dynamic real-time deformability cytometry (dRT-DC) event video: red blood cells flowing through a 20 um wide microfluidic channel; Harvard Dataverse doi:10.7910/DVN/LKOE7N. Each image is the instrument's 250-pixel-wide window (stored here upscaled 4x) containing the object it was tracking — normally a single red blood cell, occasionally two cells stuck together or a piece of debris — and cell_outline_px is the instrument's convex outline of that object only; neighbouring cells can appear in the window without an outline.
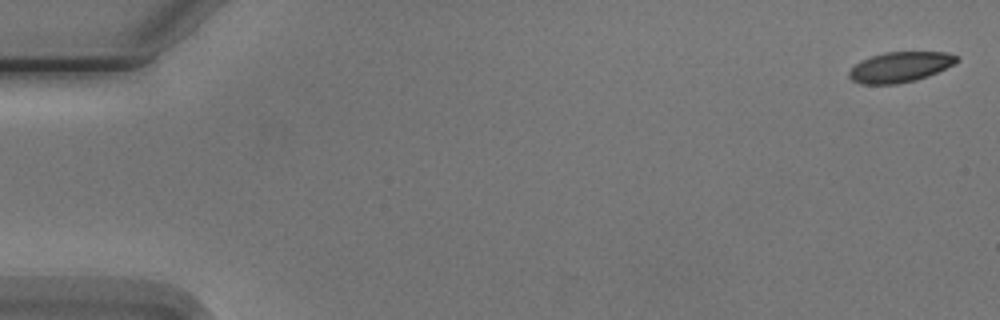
{"species": "Egyptian fruit bat (a non-hibernating species)", "species_latin": "Rousettus aegyptiacus", "temperature_condition": "cold", "stored_images_in_passage": 5, "camera_frame_rate_fps": 3000, "um_per_image_px": 0.085, "animal": {"sex": "male"}, "frame": {"image": 1, "passage_image": 1, "time_ms": 0.0, "image_size_px": [1000, 320], "cell_outline_px": [[960, 60], [956, 64], [928, 76], [916, 80], [896, 84], [860, 84], [852, 80], [848, 76], [848, 72], [860, 60], [884, 52], [944, 52], [956, 56]], "centroid_in_image_um": [76.51, 5.7], "position_along_channel_um": 8.5, "area_um2": 19.07}}
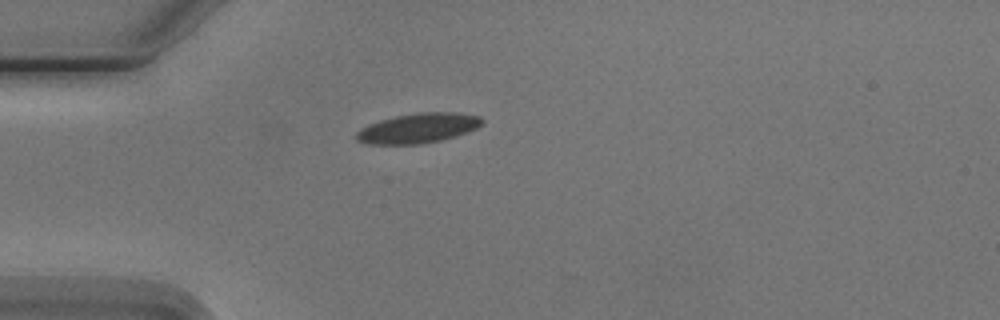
{"frame": {"image": 2, "passage_image": 5, "time_ms": 4.667, "image_size_px": [1000, 320], "cell_outline_px": [[484, 124], [476, 128], [440, 140], [420, 144], [368, 144], [356, 140], [356, 132], [380, 120], [396, 116], [416, 112], [456, 112], [480, 116], [484, 120]], "centroid_in_image_um": [35.56, 10.88], "position_along_channel_um": 49.4, "area_um2": 21.56}}